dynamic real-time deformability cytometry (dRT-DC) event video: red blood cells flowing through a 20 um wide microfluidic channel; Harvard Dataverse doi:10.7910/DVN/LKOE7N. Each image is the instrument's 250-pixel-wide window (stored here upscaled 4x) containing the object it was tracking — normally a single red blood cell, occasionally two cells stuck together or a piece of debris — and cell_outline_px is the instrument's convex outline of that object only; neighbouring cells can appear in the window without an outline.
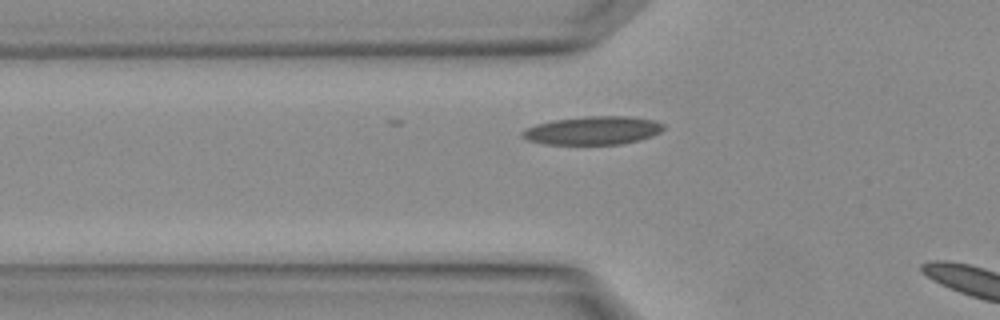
{"species": "Egyptian fruit bat (a non-hibernating species)", "species_latin": "Rousettus aegyptiacus", "temperature_condition": "warm", "stored_images_in_passage": 5, "camera_frame_rate_fps": 3000, "um_per_image_px": 0.085, "animal": {"sex": "female"}, "frame": {"image": 1, "passage_image": 4, "time_ms": 1.0, "image_size_px": [1000, 320], "cell_outline_px": [[664, 128], [660, 132], [652, 136], [640, 140], [620, 144], [544, 144], [528, 140], [520, 136], [520, 132], [524, 128], [536, 124], [552, 120], [584, 116], [632, 116], [652, 120], [664, 124]], "centroid_in_image_um": [50.36, 11.08], "position_along_channel_um": 75.4, "area_um2": 23.52}}